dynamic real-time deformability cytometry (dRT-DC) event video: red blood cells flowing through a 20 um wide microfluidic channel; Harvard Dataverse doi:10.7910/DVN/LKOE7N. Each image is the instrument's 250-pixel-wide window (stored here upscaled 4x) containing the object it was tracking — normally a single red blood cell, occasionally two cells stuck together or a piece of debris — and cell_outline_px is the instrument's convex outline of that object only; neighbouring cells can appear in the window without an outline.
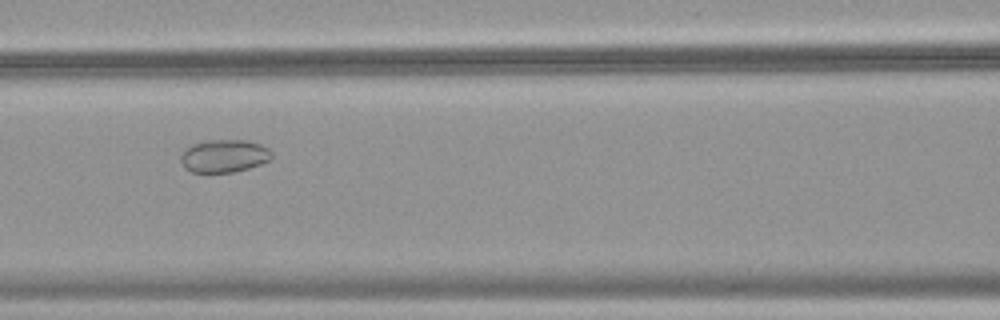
{"species": "common noctule bat (a hibernating species)", "species_latin": "Nyctalus noctula", "temperature_condition": "warm", "stored_images_in_passage": 53, "camera_frame_rate_fps": 3000, "um_per_image_px": 0.085, "animal": {"sex": "female", "body_mass_g": 18.4}, "frame": {"image": 1, "passage_image": 25, "time_ms": 8.0, "image_size_px": [1000, 320], "cell_outline_px": [[272, 160], [248, 168], [232, 172], [192, 172], [184, 168], [180, 160], [180, 156], [192, 144], [208, 140], [244, 140], [260, 144], [268, 148], [272, 152]], "centroid_in_image_um": [19.07, 13.26], "position_along_channel_um": 147.5, "area_um2": 17.34}}
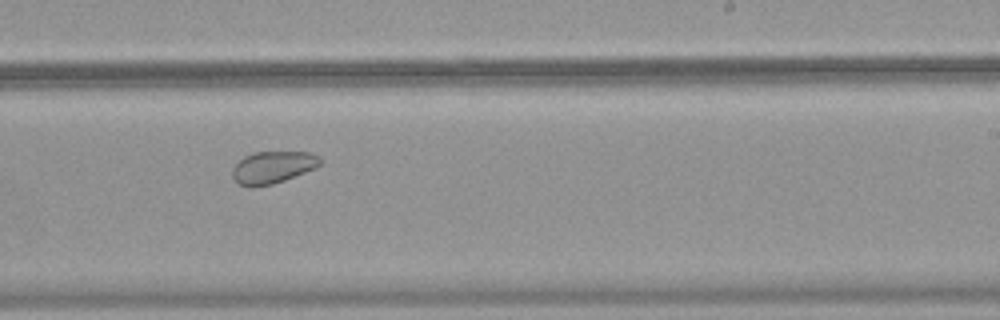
{"frame": {"image": 2, "passage_image": 34, "time_ms": 11.0, "image_size_px": [1000, 320], "cell_outline_px": [[320, 164], [316, 168], [284, 180], [272, 184], [240, 184], [232, 176], [232, 168], [244, 156], [256, 152], [308, 152], [320, 156]], "centroid_in_image_um": [23.22, 14.18], "position_along_channel_um": 265.8, "area_um2": 15.9}}
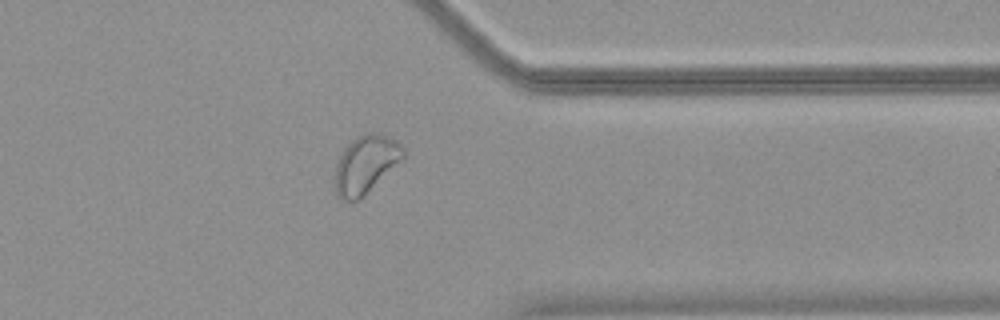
{"frame": {"image": 3, "passage_image": 43, "time_ms": 14.0, "image_size_px": [1000, 320], "cell_outline_px": [[404, 156], [400, 160], [356, 200], [344, 200], [336, 196], [336, 164], [344, 148], [356, 136], [368, 132], [376, 132], [388, 136], [396, 140], [404, 148]], "centroid_in_image_um": [31.06, 13.9], "position_along_channel_um": 380.3, "area_um2": 22.08}}